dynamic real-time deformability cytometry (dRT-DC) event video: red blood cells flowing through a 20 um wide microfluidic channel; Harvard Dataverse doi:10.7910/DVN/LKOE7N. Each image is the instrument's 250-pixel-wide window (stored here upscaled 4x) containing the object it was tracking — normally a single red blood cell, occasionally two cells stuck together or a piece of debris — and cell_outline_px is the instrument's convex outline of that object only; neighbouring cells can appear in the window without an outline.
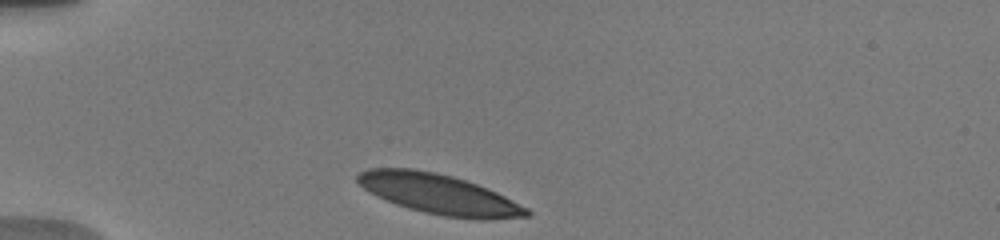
{"species": "human", "species_latin": "Homo sapiens", "temperature_condition": "warm", "stored_images_in_passage": 3, "camera_frame_rate_fps": 3000, "um_per_image_px": 0.085, "donor": {"sex": "male"}, "frame": {"image": 1, "passage_image": 1, "time_ms": 0.0, "image_size_px": [1000, 240], "cell_outline_px": [[532, 212], [528, 216], [484, 220], [480, 220], [444, 216], [424, 212], [396, 204], [376, 196], [368, 192], [356, 180], [356, 176], [360, 172], [368, 168], [412, 168], [436, 172], [452, 176], [488, 188], [528, 208]], "centroid_in_image_um": [37.3, 16.5], "position_along_channel_um": 47.7, "area_um2": 39.3}}
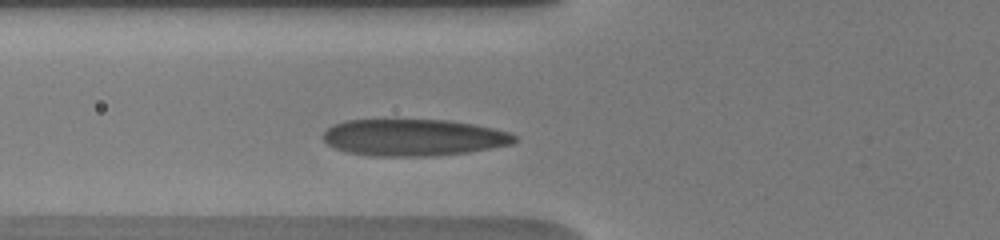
{"frame": {"image": 2, "passage_image": 3, "time_ms": 2.0, "image_size_px": [1000, 240], "cell_outline_px": [[516, 140], [512, 144], [492, 148], [468, 152], [432, 156], [372, 156], [348, 152], [336, 148], [328, 144], [324, 140], [324, 132], [332, 124], [348, 120], [448, 120], [472, 124], [512, 132], [516, 136]], "centroid_in_image_um": [35.17, 11.69], "position_along_channel_um": 90.6, "area_um2": 40.92}}